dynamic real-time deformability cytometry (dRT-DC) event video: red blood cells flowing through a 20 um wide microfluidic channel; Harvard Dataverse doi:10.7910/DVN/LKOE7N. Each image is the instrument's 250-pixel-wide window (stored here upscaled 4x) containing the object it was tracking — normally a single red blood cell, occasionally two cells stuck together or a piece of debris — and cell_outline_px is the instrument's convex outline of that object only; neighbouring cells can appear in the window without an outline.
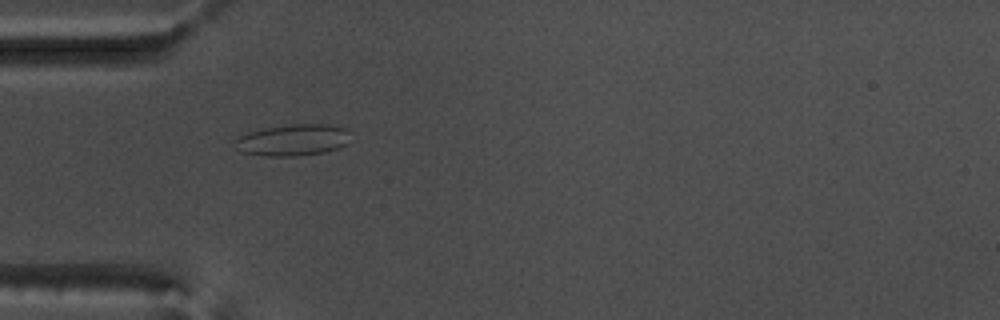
{"species": "common noctule bat (a hibernating species)", "species_latin": "Nyctalus noctula", "temperature_condition": "warm", "stored_images_in_passage": 56, "camera_frame_rate_fps": 3000, "um_per_image_px": 0.085, "animal": {"sex": "male", "body_mass_g": 17.5, "forearm_length_mm": 52.3}, "frame": {"image": 1, "passage_image": 18, "time_ms": 5.667, "image_size_px": [1000, 320], "cell_outline_px": [[348, 144], [340, 148], [324, 152], [300, 156], [264, 156], [240, 152], [236, 148], [236, 140], [240, 136], [248, 132], [264, 128], [292, 124], [328, 124], [348, 128]], "centroid_in_image_um": [24.93, 11.91], "position_along_channel_um": 60.1, "area_um2": 21.39}}
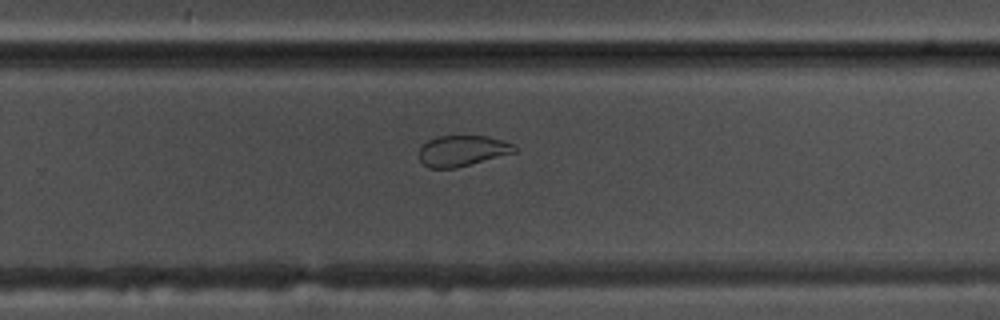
{"frame": {"image": 2, "passage_image": 37, "time_ms": 12.0, "image_size_px": [1000, 320], "cell_outline_px": [[516, 152], [456, 168], [428, 168], [420, 160], [420, 148], [428, 140], [436, 136], [488, 136], [512, 144], [516, 148]], "centroid_in_image_um": [39.28, 12.82], "position_along_channel_um": 290.5, "area_um2": 16.94}}
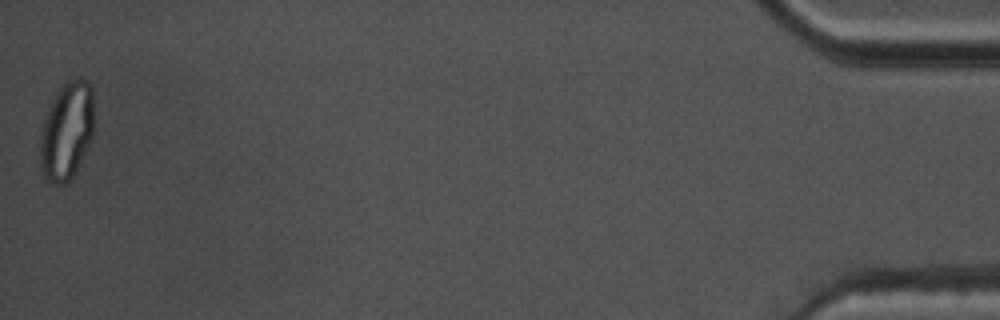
{"frame": {"image": 3, "passage_image": 56, "time_ms": 18.333, "image_size_px": [1000, 320], "cell_outline_px": [[92, 136], [88, 148], [72, 176], [64, 184], [56, 184], [48, 180], [44, 176], [40, 168], [40, 132], [44, 120], [60, 88], [68, 80], [88, 80], [92, 84]], "centroid_in_image_um": [5.66, 11.16], "position_along_channel_um": 429.5, "area_um2": 30.06}, "authors_computed_cell_mechanics": {"area_um2": 22.3686, "velocity_mm_per_s": 3.6867, "shape_relaxation_time_tau1_ms": null, "shape_relaxation_time_tau2_ms": 1.3701, "deformation_change_tau1": null, "deformation_change_tau2": 0.0698}}